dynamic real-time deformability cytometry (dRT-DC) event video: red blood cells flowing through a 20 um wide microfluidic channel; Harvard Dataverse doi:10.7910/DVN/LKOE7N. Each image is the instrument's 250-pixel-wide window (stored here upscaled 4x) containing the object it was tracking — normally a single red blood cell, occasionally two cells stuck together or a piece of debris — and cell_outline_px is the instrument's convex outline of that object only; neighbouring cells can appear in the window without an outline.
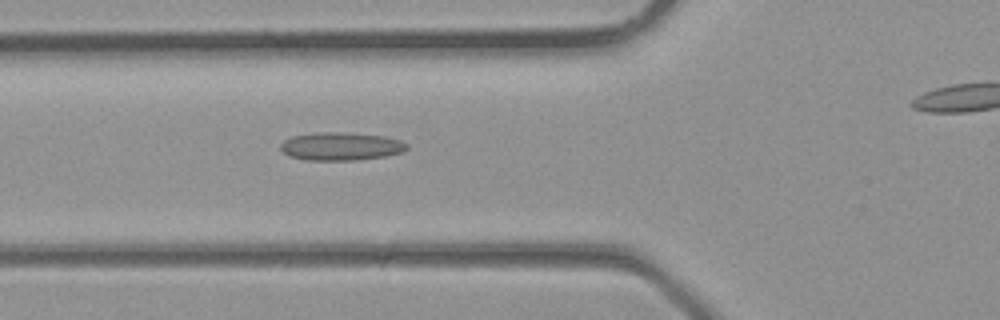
{"species": "common noctule bat (a hibernating species)", "species_latin": "Nyctalus noctula", "temperature_condition": "room temperature", "stored_images_in_passage": 4, "camera_frame_rate_fps": 3000, "um_per_image_px": 0.085, "animal": {"sex": "male", "body_mass_g": 23.1, "forearm_length_mm": 52.7}, "frame": {"image": 1, "passage_image": 3, "time_ms": 0.667, "image_size_px": [1000, 320], "cell_outline_px": [[408, 148], [404, 152], [384, 156], [352, 160], [304, 160], [288, 156], [280, 148], [280, 144], [284, 140], [292, 136], [324, 132], [336, 132], [384, 136], [400, 140], [408, 144]], "centroid_in_image_um": [28.97, 12.44], "position_along_channel_um": 96.8, "area_um2": 20.52}}